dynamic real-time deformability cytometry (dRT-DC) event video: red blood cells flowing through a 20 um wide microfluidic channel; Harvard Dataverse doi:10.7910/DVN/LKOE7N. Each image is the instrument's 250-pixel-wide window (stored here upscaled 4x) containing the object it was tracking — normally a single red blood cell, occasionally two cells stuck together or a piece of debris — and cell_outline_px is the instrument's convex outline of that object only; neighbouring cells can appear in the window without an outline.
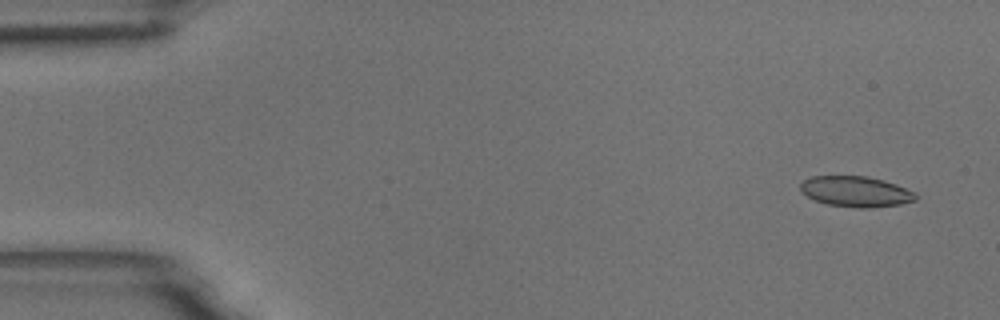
{"species": "common noctule bat (a hibernating species)", "species_latin": "Nyctalus noctula", "temperature_condition": "room temperature", "stored_images_in_passage": 53, "camera_frame_rate_fps": 3000, "um_per_image_px": 0.085, "animal": {"sex": "male", "body_mass_g": 18.8}, "frame": {"image": 1, "passage_image": 1, "time_ms": 0.0, "image_size_px": [1000, 320], "cell_outline_px": [[916, 200], [900, 204], [868, 208], [856, 208], [828, 204], [816, 200], [800, 192], [800, 184], [804, 180], [812, 176], [868, 176], [884, 180], [896, 184], [916, 192]], "centroid_in_image_um": [72.75, 16.27], "position_along_channel_um": 12.2, "area_um2": 20.58}}
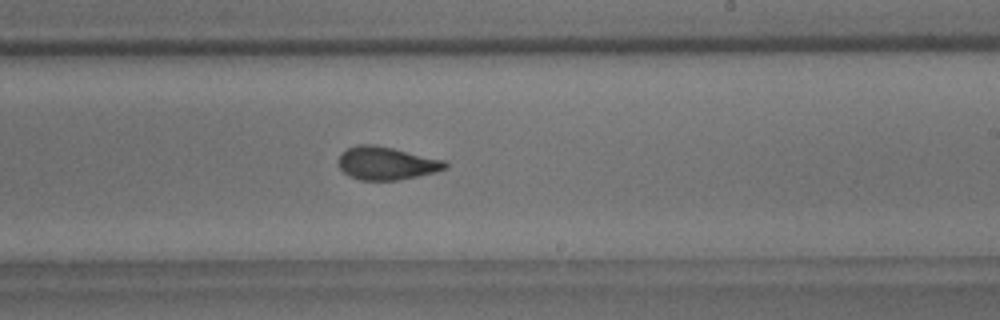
{"frame": {"image": 2, "passage_image": 31, "time_ms": 10.0, "image_size_px": [1000, 320], "cell_outline_px": [[448, 168], [436, 172], [396, 180], [360, 180], [348, 176], [340, 168], [336, 160], [340, 152], [356, 144], [376, 144], [444, 160], [448, 164]], "centroid_in_image_um": [32.8, 13.86], "position_along_channel_um": 256.2, "area_um2": 20.75}}
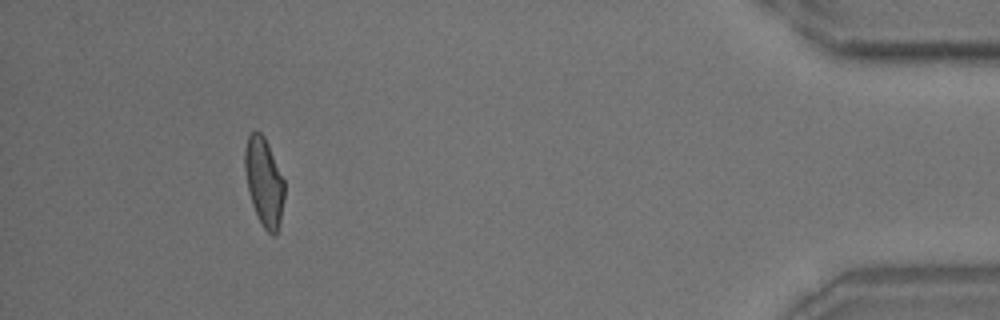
{"frame": {"image": 3, "passage_image": 49, "time_ms": 16.0, "image_size_px": [1000, 320], "cell_outline_px": [[284, 200], [280, 220], [276, 236], [272, 236], [264, 228], [252, 204], [248, 188], [244, 168], [244, 148], [248, 136], [256, 128], [264, 136], [268, 144], [284, 180]], "centroid_in_image_um": [22.44, 15.43], "position_along_channel_um": 412.8, "area_um2": 20.29}, "authors_computed_cell_mechanics": {"area_um2": 20.808, "velocity_mm_per_s": 3.6352, "shape_relaxation_time_tau1_ms": 6.0085, "shape_relaxation_time_tau2_ms": 1.3961, "deformation_change_tau1": 0.1471, "deformation_change_tau2": 0.08}}